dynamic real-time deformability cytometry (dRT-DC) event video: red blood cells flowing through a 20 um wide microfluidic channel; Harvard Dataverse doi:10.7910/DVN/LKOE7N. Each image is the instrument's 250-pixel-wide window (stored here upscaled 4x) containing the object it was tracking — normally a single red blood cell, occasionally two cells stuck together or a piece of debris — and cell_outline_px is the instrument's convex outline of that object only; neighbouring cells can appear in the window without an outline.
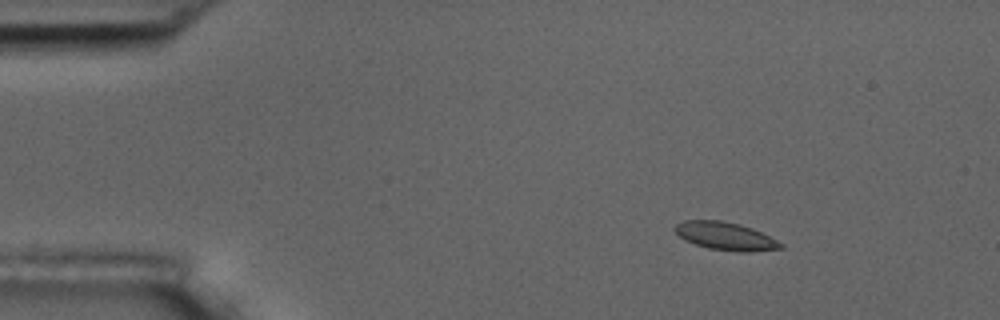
{"species": "common noctule bat (a hibernating species)", "species_latin": "Nyctalus noctula", "temperature_condition": "room temperature", "stored_images_in_passage": 3, "camera_frame_rate_fps": 3000, "um_per_image_px": 0.085, "animal": {"sex": "male", "body_mass_g": 17.5, "forearm_length_mm": 52.3}, "frame": {"image": 1, "passage_image": 1, "time_ms": 0.0, "image_size_px": [1000, 320], "cell_outline_px": [[784, 248], [748, 252], [736, 252], [708, 248], [684, 240], [672, 228], [676, 224], [684, 220], [720, 220], [740, 224], [752, 228], [784, 244]], "centroid_in_image_um": [61.65, 20.07], "position_along_channel_um": 23.3, "area_um2": 17.22}}